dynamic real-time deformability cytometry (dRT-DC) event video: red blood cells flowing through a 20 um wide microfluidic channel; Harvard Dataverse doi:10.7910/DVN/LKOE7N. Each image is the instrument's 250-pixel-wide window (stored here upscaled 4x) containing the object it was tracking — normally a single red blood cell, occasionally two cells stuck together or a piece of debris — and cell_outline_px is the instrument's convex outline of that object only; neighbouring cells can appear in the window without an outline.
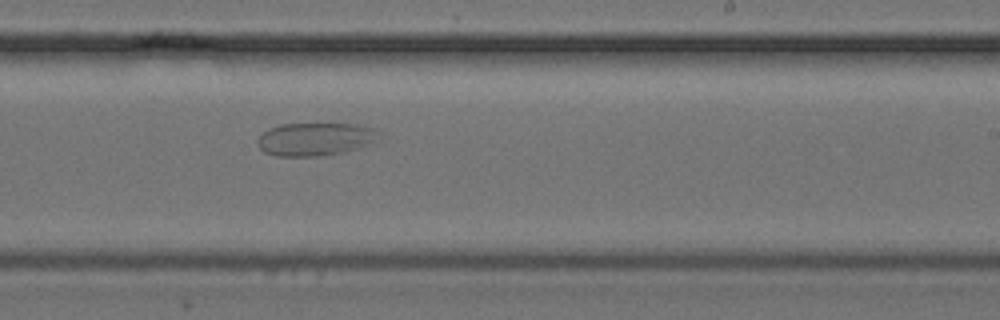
{"species": "common noctule bat (a hibernating species)", "species_latin": "Nyctalus noctula", "temperature_condition": "cold", "stored_images_in_passage": 37, "camera_frame_rate_fps": 3000, "um_per_image_px": 0.085, "animal": {"sex": "female", "body_mass_g": 24.6, "forearm_length_mm": 56.2}, "frame": {"image": 1, "passage_image": 22, "time_ms": 7.0, "image_size_px": [1000, 320], "cell_outline_px": [[380, 132], [368, 144], [344, 152], [316, 156], [276, 156], [264, 152], [256, 144], [256, 140], [268, 128], [280, 124], [356, 124], [372, 128]], "centroid_in_image_um": [26.7, 11.82], "position_along_channel_um": 262.3, "area_um2": 23.06}}
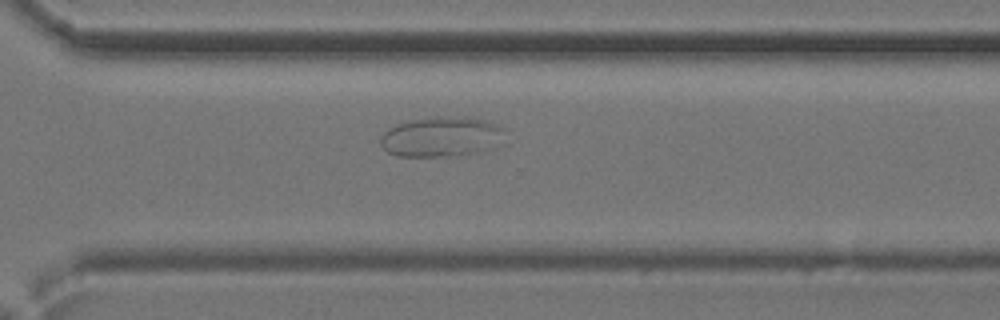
{"frame": {"image": 2, "passage_image": 26, "time_ms": 8.333, "image_size_px": [1000, 320], "cell_outline_px": [[508, 128], [476, 152], [460, 156], [396, 156], [388, 152], [380, 144], [380, 136], [388, 128], [396, 124], [408, 120], [484, 120]], "centroid_in_image_um": [37.31, 11.68], "position_along_channel_um": 333.3, "area_um2": 26.88}}
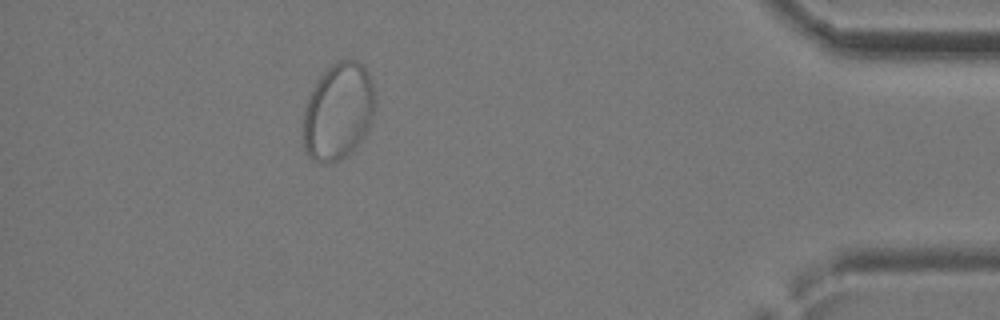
{"frame": {"image": 3, "passage_image": 33, "time_ms": 10.667, "image_size_px": [1000, 320], "cell_outline_px": [[376, 104], [368, 128], [364, 136], [352, 152], [348, 156], [328, 164], [312, 160], [308, 156], [304, 148], [304, 112], [308, 100], [320, 76], [332, 64], [340, 60], [356, 60], [368, 72], [372, 80]], "centroid_in_image_um": [28.77, 9.51], "position_along_channel_um": 406.4, "area_um2": 40.4}}